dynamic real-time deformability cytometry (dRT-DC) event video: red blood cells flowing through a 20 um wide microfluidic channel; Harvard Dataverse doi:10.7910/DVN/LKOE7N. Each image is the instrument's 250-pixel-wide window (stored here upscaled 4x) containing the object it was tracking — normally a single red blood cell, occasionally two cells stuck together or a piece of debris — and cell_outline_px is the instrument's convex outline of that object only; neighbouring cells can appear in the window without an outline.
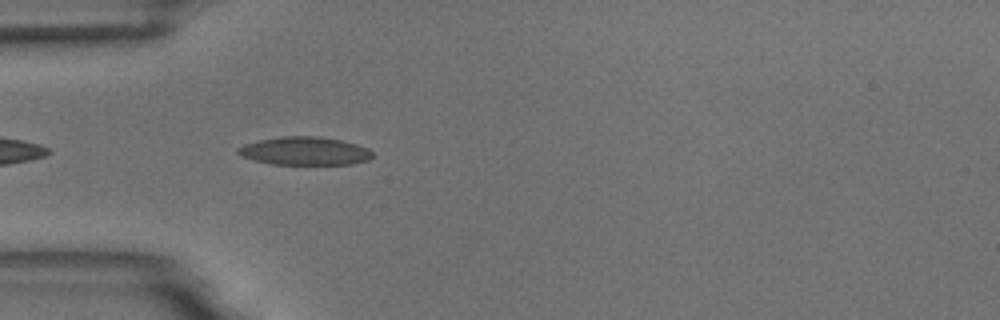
{"species": "common noctule bat (a hibernating species)", "species_latin": "Nyctalus noctula", "temperature_condition": "room temperature", "stored_images_in_passage": 19, "camera_frame_rate_fps": 3000, "um_per_image_px": 0.085, "animal": {"sex": "male", "body_mass_g": 18.8}, "frame": {"image": 1, "passage_image": 4, "time_ms": 1.0, "image_size_px": [1000, 320], "cell_outline_px": [[372, 156], [368, 160], [352, 164], [272, 164], [240, 156], [236, 152], [236, 148], [244, 144], [260, 140], [284, 136], [316, 136], [340, 140], [356, 144], [368, 148], [372, 152]], "centroid_in_image_um": [25.88, 12.83], "position_along_channel_um": 59.1, "area_um2": 21.96}}